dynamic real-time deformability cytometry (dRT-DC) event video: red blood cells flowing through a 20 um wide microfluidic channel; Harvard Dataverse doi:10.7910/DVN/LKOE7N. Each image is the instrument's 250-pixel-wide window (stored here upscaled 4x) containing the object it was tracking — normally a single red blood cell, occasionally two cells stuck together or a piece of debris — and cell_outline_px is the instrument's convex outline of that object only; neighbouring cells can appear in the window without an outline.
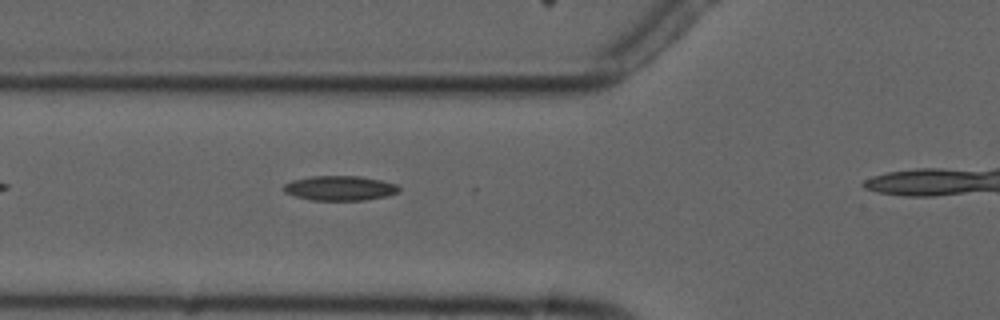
{"species": "common noctule bat (a hibernating species)", "species_latin": "Nyctalus noctula", "temperature_condition": "cold", "stored_images_in_passage": 3, "camera_frame_rate_fps": 3000, "um_per_image_px": 0.085, "animal": {"sex": "male", "forearm_length_mm": 52.5}, "frame": {"image": 1, "passage_image": 2, "time_ms": 1.667, "image_size_px": [1000, 320], "cell_outline_px": [[400, 192], [388, 196], [364, 200], [312, 200], [296, 196], [284, 192], [284, 184], [292, 180], [312, 176], [360, 176], [380, 180], [396, 184], [400, 188]], "centroid_in_image_um": [28.92, 15.99], "position_along_channel_um": 96.9, "area_um2": 16.59}}